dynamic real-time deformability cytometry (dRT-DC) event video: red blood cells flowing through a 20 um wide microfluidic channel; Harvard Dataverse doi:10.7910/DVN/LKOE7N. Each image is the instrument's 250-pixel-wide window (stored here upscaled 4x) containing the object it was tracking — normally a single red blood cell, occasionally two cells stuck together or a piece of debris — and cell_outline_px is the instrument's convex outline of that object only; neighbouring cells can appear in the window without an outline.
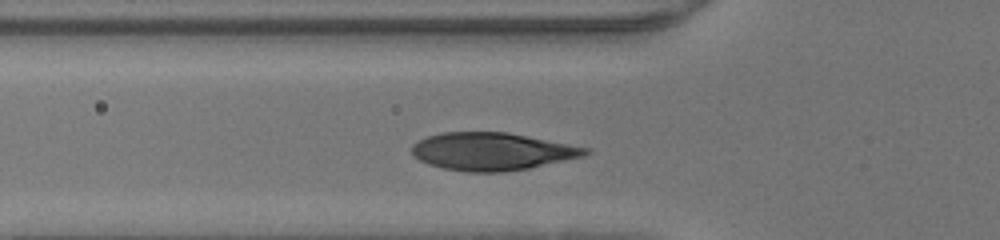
{"species": "human", "species_latin": "Homo sapiens", "temperature_condition": "warm", "stored_images_in_passage": 28, "camera_frame_rate_fps": 3000, "um_per_image_px": 0.085, "donor": {"sex": "male"}, "frame": {"image": 1, "passage_image": 7, "time_ms": 2.0, "image_size_px": [1000, 240], "cell_outline_px": [[592, 152], [584, 156], [528, 168], [504, 172], [468, 172], [444, 168], [428, 164], [420, 160], [412, 152], [412, 144], [428, 136], [440, 132], [508, 132], [588, 148]], "centroid_in_image_um": [41.82, 12.87], "position_along_channel_um": 84.0, "area_um2": 37.8}}
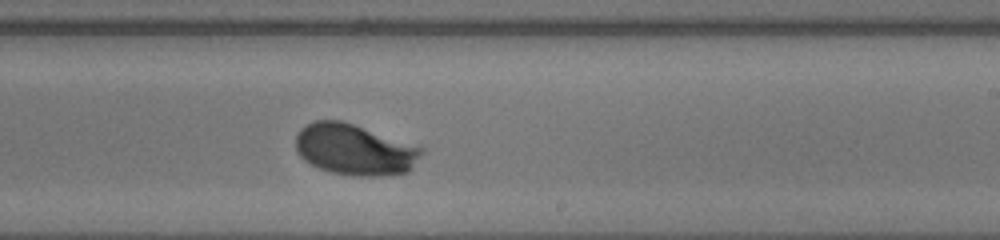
{"frame": {"image": 2, "passage_image": 19, "time_ms": 6.0, "image_size_px": [1000, 240], "cell_outline_px": [[424, 152], [408, 172], [384, 176], [352, 176], [332, 172], [320, 168], [304, 160], [300, 156], [296, 148], [296, 136], [300, 128], [316, 120], [340, 120], [424, 148]], "centroid_in_image_um": [30.14, 12.73], "position_along_channel_um": 258.9, "area_um2": 37.11}}
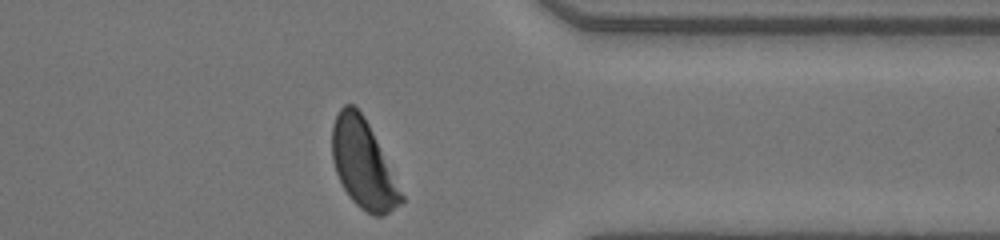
{"frame": {"image": 3, "passage_image": 28, "time_ms": 9.0, "image_size_px": [1000, 240], "cell_outline_px": [[404, 200], [400, 204], [384, 216], [372, 216], [360, 208], [348, 196], [336, 172], [332, 160], [332, 124], [340, 108], [344, 104], [352, 104], [364, 116], [404, 196]], "centroid_in_image_um": [30.85, 13.97], "position_along_channel_um": 380.6, "area_um2": 35.08}}